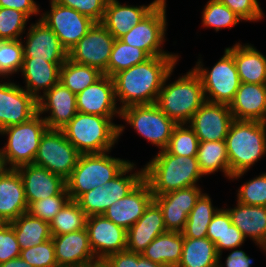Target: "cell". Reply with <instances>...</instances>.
Returning a JSON list of instances; mask_svg holds the SVG:
<instances>
[{"label": "cell", "instance_id": "6125c7cd", "mask_svg": "<svg viewBox=\"0 0 266 267\" xmlns=\"http://www.w3.org/2000/svg\"><path fill=\"white\" fill-rule=\"evenodd\" d=\"M259 247L266 253V244L265 245H259Z\"/></svg>", "mask_w": 266, "mask_h": 267}, {"label": "cell", "instance_id": "f546056e", "mask_svg": "<svg viewBox=\"0 0 266 267\" xmlns=\"http://www.w3.org/2000/svg\"><path fill=\"white\" fill-rule=\"evenodd\" d=\"M226 49L234 57L241 83L266 84V56L249 43Z\"/></svg>", "mask_w": 266, "mask_h": 267}, {"label": "cell", "instance_id": "5bb4252c", "mask_svg": "<svg viewBox=\"0 0 266 267\" xmlns=\"http://www.w3.org/2000/svg\"><path fill=\"white\" fill-rule=\"evenodd\" d=\"M50 11L42 13V20L60 40L62 46L69 51L88 33L96 23L78 11L50 1Z\"/></svg>", "mask_w": 266, "mask_h": 267}, {"label": "cell", "instance_id": "7a4b0ae2", "mask_svg": "<svg viewBox=\"0 0 266 267\" xmlns=\"http://www.w3.org/2000/svg\"><path fill=\"white\" fill-rule=\"evenodd\" d=\"M143 168L153 195L198 186L196 183L203 176L197 156H177L166 150L159 151Z\"/></svg>", "mask_w": 266, "mask_h": 267}, {"label": "cell", "instance_id": "f5cc1de1", "mask_svg": "<svg viewBox=\"0 0 266 267\" xmlns=\"http://www.w3.org/2000/svg\"><path fill=\"white\" fill-rule=\"evenodd\" d=\"M225 208L219 209L208 225L207 235L214 244L224 243Z\"/></svg>", "mask_w": 266, "mask_h": 267}, {"label": "cell", "instance_id": "ffe728a7", "mask_svg": "<svg viewBox=\"0 0 266 267\" xmlns=\"http://www.w3.org/2000/svg\"><path fill=\"white\" fill-rule=\"evenodd\" d=\"M58 267H89L100 262L89 242L87 229L52 236Z\"/></svg>", "mask_w": 266, "mask_h": 267}, {"label": "cell", "instance_id": "d590c367", "mask_svg": "<svg viewBox=\"0 0 266 267\" xmlns=\"http://www.w3.org/2000/svg\"><path fill=\"white\" fill-rule=\"evenodd\" d=\"M103 73L97 68L81 65L67 59L60 68V82L72 93L78 94L98 80Z\"/></svg>", "mask_w": 266, "mask_h": 267}, {"label": "cell", "instance_id": "5b68a950", "mask_svg": "<svg viewBox=\"0 0 266 267\" xmlns=\"http://www.w3.org/2000/svg\"><path fill=\"white\" fill-rule=\"evenodd\" d=\"M172 73L166 75L155 104L176 124H188L206 101L203 86L193 69L167 85Z\"/></svg>", "mask_w": 266, "mask_h": 267}, {"label": "cell", "instance_id": "f907efd6", "mask_svg": "<svg viewBox=\"0 0 266 267\" xmlns=\"http://www.w3.org/2000/svg\"><path fill=\"white\" fill-rule=\"evenodd\" d=\"M243 233L232 224L231 217L225 209V233L224 243H215V248L218 253V259H221L223 250H233L242 246L246 241Z\"/></svg>", "mask_w": 266, "mask_h": 267}, {"label": "cell", "instance_id": "4dcf8cb0", "mask_svg": "<svg viewBox=\"0 0 266 267\" xmlns=\"http://www.w3.org/2000/svg\"><path fill=\"white\" fill-rule=\"evenodd\" d=\"M184 237L181 232L167 231L157 236L141 253L165 267H177L182 256Z\"/></svg>", "mask_w": 266, "mask_h": 267}, {"label": "cell", "instance_id": "6da1fadb", "mask_svg": "<svg viewBox=\"0 0 266 267\" xmlns=\"http://www.w3.org/2000/svg\"><path fill=\"white\" fill-rule=\"evenodd\" d=\"M179 56L149 57L142 63L112 76L120 109L130 105L156 103L166 75L175 68Z\"/></svg>", "mask_w": 266, "mask_h": 267}, {"label": "cell", "instance_id": "b9f144b4", "mask_svg": "<svg viewBox=\"0 0 266 267\" xmlns=\"http://www.w3.org/2000/svg\"><path fill=\"white\" fill-rule=\"evenodd\" d=\"M30 20L23 12L0 7V39H23L27 21Z\"/></svg>", "mask_w": 266, "mask_h": 267}, {"label": "cell", "instance_id": "52a82bcc", "mask_svg": "<svg viewBox=\"0 0 266 267\" xmlns=\"http://www.w3.org/2000/svg\"><path fill=\"white\" fill-rule=\"evenodd\" d=\"M46 129L45 120L37 113L27 122L1 130L0 135H8V140L0 149V167L17 169L23 165L33 164Z\"/></svg>", "mask_w": 266, "mask_h": 267}, {"label": "cell", "instance_id": "f6af8a7d", "mask_svg": "<svg viewBox=\"0 0 266 267\" xmlns=\"http://www.w3.org/2000/svg\"><path fill=\"white\" fill-rule=\"evenodd\" d=\"M70 200L67 188L59 195L50 196L33 202L28 212L43 221L50 222Z\"/></svg>", "mask_w": 266, "mask_h": 267}, {"label": "cell", "instance_id": "e0dca14e", "mask_svg": "<svg viewBox=\"0 0 266 267\" xmlns=\"http://www.w3.org/2000/svg\"><path fill=\"white\" fill-rule=\"evenodd\" d=\"M85 228L90 246L99 261H103L111 254L126 250L127 230L103 215L87 217Z\"/></svg>", "mask_w": 266, "mask_h": 267}, {"label": "cell", "instance_id": "9a60e30c", "mask_svg": "<svg viewBox=\"0 0 266 267\" xmlns=\"http://www.w3.org/2000/svg\"><path fill=\"white\" fill-rule=\"evenodd\" d=\"M37 113V99L23 86L0 82V131L27 122Z\"/></svg>", "mask_w": 266, "mask_h": 267}, {"label": "cell", "instance_id": "ab89813d", "mask_svg": "<svg viewBox=\"0 0 266 267\" xmlns=\"http://www.w3.org/2000/svg\"><path fill=\"white\" fill-rule=\"evenodd\" d=\"M199 140L194 130L187 124H177L171 134L168 153L177 156H197Z\"/></svg>", "mask_w": 266, "mask_h": 267}, {"label": "cell", "instance_id": "d6986e66", "mask_svg": "<svg viewBox=\"0 0 266 267\" xmlns=\"http://www.w3.org/2000/svg\"><path fill=\"white\" fill-rule=\"evenodd\" d=\"M37 104L39 114H50L43 116L48 129H62L78 112L76 94L61 82L40 95Z\"/></svg>", "mask_w": 266, "mask_h": 267}, {"label": "cell", "instance_id": "c3c4849f", "mask_svg": "<svg viewBox=\"0 0 266 267\" xmlns=\"http://www.w3.org/2000/svg\"><path fill=\"white\" fill-rule=\"evenodd\" d=\"M236 13L242 20L257 22L264 18L258 0H218Z\"/></svg>", "mask_w": 266, "mask_h": 267}, {"label": "cell", "instance_id": "83f0119b", "mask_svg": "<svg viewBox=\"0 0 266 267\" xmlns=\"http://www.w3.org/2000/svg\"><path fill=\"white\" fill-rule=\"evenodd\" d=\"M64 62H47V60H34L24 58L21 75L24 76L26 85L23 87L36 99L54 85L60 82V68Z\"/></svg>", "mask_w": 266, "mask_h": 267}, {"label": "cell", "instance_id": "681fc988", "mask_svg": "<svg viewBox=\"0 0 266 267\" xmlns=\"http://www.w3.org/2000/svg\"><path fill=\"white\" fill-rule=\"evenodd\" d=\"M20 247L10 223L0 229V264L20 257Z\"/></svg>", "mask_w": 266, "mask_h": 267}, {"label": "cell", "instance_id": "1f68e13d", "mask_svg": "<svg viewBox=\"0 0 266 267\" xmlns=\"http://www.w3.org/2000/svg\"><path fill=\"white\" fill-rule=\"evenodd\" d=\"M17 237L20 250L28 249L52 239L49 222L25 212L10 222Z\"/></svg>", "mask_w": 266, "mask_h": 267}, {"label": "cell", "instance_id": "30bf717a", "mask_svg": "<svg viewBox=\"0 0 266 267\" xmlns=\"http://www.w3.org/2000/svg\"><path fill=\"white\" fill-rule=\"evenodd\" d=\"M120 118L160 151L167 148L172 131L177 125L155 103L127 106L121 109Z\"/></svg>", "mask_w": 266, "mask_h": 267}, {"label": "cell", "instance_id": "277c9868", "mask_svg": "<svg viewBox=\"0 0 266 267\" xmlns=\"http://www.w3.org/2000/svg\"><path fill=\"white\" fill-rule=\"evenodd\" d=\"M124 128L113 123V118L77 112L62 130L81 154H92L111 151Z\"/></svg>", "mask_w": 266, "mask_h": 267}, {"label": "cell", "instance_id": "74e56055", "mask_svg": "<svg viewBox=\"0 0 266 267\" xmlns=\"http://www.w3.org/2000/svg\"><path fill=\"white\" fill-rule=\"evenodd\" d=\"M148 58L149 56L142 49L127 45L120 39H115L108 63V76L112 77L119 71L142 63Z\"/></svg>", "mask_w": 266, "mask_h": 267}, {"label": "cell", "instance_id": "3957f363", "mask_svg": "<svg viewBox=\"0 0 266 267\" xmlns=\"http://www.w3.org/2000/svg\"><path fill=\"white\" fill-rule=\"evenodd\" d=\"M225 142L230 180H237L266 154V122L234 119Z\"/></svg>", "mask_w": 266, "mask_h": 267}, {"label": "cell", "instance_id": "7402d4cb", "mask_svg": "<svg viewBox=\"0 0 266 267\" xmlns=\"http://www.w3.org/2000/svg\"><path fill=\"white\" fill-rule=\"evenodd\" d=\"M23 44L24 58L47 60V62H65L68 51L60 40L42 20L32 23Z\"/></svg>", "mask_w": 266, "mask_h": 267}, {"label": "cell", "instance_id": "9c48e42d", "mask_svg": "<svg viewBox=\"0 0 266 267\" xmlns=\"http://www.w3.org/2000/svg\"><path fill=\"white\" fill-rule=\"evenodd\" d=\"M136 164L131 162L118 176L103 186H96L82 194L76 201L84 210L87 217L103 215L106 209L115 201L125 197L144 179V168L131 173L136 169ZM128 173H130L128 175ZM127 174V176H126Z\"/></svg>", "mask_w": 266, "mask_h": 267}, {"label": "cell", "instance_id": "9f6ffc18", "mask_svg": "<svg viewBox=\"0 0 266 267\" xmlns=\"http://www.w3.org/2000/svg\"><path fill=\"white\" fill-rule=\"evenodd\" d=\"M225 260L223 266L221 260L218 259L217 267H251L253 263V260L243 250H238V247L234 248Z\"/></svg>", "mask_w": 266, "mask_h": 267}, {"label": "cell", "instance_id": "e575fe53", "mask_svg": "<svg viewBox=\"0 0 266 267\" xmlns=\"http://www.w3.org/2000/svg\"><path fill=\"white\" fill-rule=\"evenodd\" d=\"M208 194L203 193L197 200L188 215L183 231L184 238H204L207 235L208 225L219 208L213 206Z\"/></svg>", "mask_w": 266, "mask_h": 267}, {"label": "cell", "instance_id": "6f0895ef", "mask_svg": "<svg viewBox=\"0 0 266 267\" xmlns=\"http://www.w3.org/2000/svg\"><path fill=\"white\" fill-rule=\"evenodd\" d=\"M0 267H33L21 257H17L7 262L1 263Z\"/></svg>", "mask_w": 266, "mask_h": 267}, {"label": "cell", "instance_id": "d6a6232c", "mask_svg": "<svg viewBox=\"0 0 266 267\" xmlns=\"http://www.w3.org/2000/svg\"><path fill=\"white\" fill-rule=\"evenodd\" d=\"M217 266L218 253L209 238H184L182 256L177 267Z\"/></svg>", "mask_w": 266, "mask_h": 267}, {"label": "cell", "instance_id": "11a10c76", "mask_svg": "<svg viewBox=\"0 0 266 267\" xmlns=\"http://www.w3.org/2000/svg\"><path fill=\"white\" fill-rule=\"evenodd\" d=\"M0 7L21 11L28 18L32 15H41L40 8L34 0H0Z\"/></svg>", "mask_w": 266, "mask_h": 267}, {"label": "cell", "instance_id": "60d3db41", "mask_svg": "<svg viewBox=\"0 0 266 267\" xmlns=\"http://www.w3.org/2000/svg\"><path fill=\"white\" fill-rule=\"evenodd\" d=\"M23 43L22 39H0V77L10 78L12 74L21 72L24 60Z\"/></svg>", "mask_w": 266, "mask_h": 267}, {"label": "cell", "instance_id": "ac0fdd59", "mask_svg": "<svg viewBox=\"0 0 266 267\" xmlns=\"http://www.w3.org/2000/svg\"><path fill=\"white\" fill-rule=\"evenodd\" d=\"M78 112L103 117H121V109L117 108L114 82L112 77L103 74L93 84L76 94Z\"/></svg>", "mask_w": 266, "mask_h": 267}, {"label": "cell", "instance_id": "ee69618b", "mask_svg": "<svg viewBox=\"0 0 266 267\" xmlns=\"http://www.w3.org/2000/svg\"><path fill=\"white\" fill-rule=\"evenodd\" d=\"M237 201L245 205L266 206V173L244 182L238 189Z\"/></svg>", "mask_w": 266, "mask_h": 267}, {"label": "cell", "instance_id": "db71d44e", "mask_svg": "<svg viewBox=\"0 0 266 267\" xmlns=\"http://www.w3.org/2000/svg\"><path fill=\"white\" fill-rule=\"evenodd\" d=\"M102 262L107 267H136V253L126 249L107 256Z\"/></svg>", "mask_w": 266, "mask_h": 267}, {"label": "cell", "instance_id": "603a6c76", "mask_svg": "<svg viewBox=\"0 0 266 267\" xmlns=\"http://www.w3.org/2000/svg\"><path fill=\"white\" fill-rule=\"evenodd\" d=\"M22 179L28 207L35 201L61 194L66 188V180L35 164L16 169Z\"/></svg>", "mask_w": 266, "mask_h": 267}, {"label": "cell", "instance_id": "d4e9b609", "mask_svg": "<svg viewBox=\"0 0 266 267\" xmlns=\"http://www.w3.org/2000/svg\"><path fill=\"white\" fill-rule=\"evenodd\" d=\"M25 212L28 203L19 172L0 167V217L10 223Z\"/></svg>", "mask_w": 266, "mask_h": 267}, {"label": "cell", "instance_id": "8d00e7d4", "mask_svg": "<svg viewBox=\"0 0 266 267\" xmlns=\"http://www.w3.org/2000/svg\"><path fill=\"white\" fill-rule=\"evenodd\" d=\"M87 216L76 200H69L49 222L52 236L75 232L86 227Z\"/></svg>", "mask_w": 266, "mask_h": 267}, {"label": "cell", "instance_id": "f1b7e54d", "mask_svg": "<svg viewBox=\"0 0 266 267\" xmlns=\"http://www.w3.org/2000/svg\"><path fill=\"white\" fill-rule=\"evenodd\" d=\"M234 208H226L232 224L255 244H266V206L245 205L237 201Z\"/></svg>", "mask_w": 266, "mask_h": 267}, {"label": "cell", "instance_id": "7dc6e473", "mask_svg": "<svg viewBox=\"0 0 266 267\" xmlns=\"http://www.w3.org/2000/svg\"><path fill=\"white\" fill-rule=\"evenodd\" d=\"M60 5L70 7L89 17L96 23H101L108 0H54Z\"/></svg>", "mask_w": 266, "mask_h": 267}, {"label": "cell", "instance_id": "7c38bea8", "mask_svg": "<svg viewBox=\"0 0 266 267\" xmlns=\"http://www.w3.org/2000/svg\"><path fill=\"white\" fill-rule=\"evenodd\" d=\"M166 5V0H161L142 21L119 39L127 45L142 49L149 57L178 56L162 49L168 25Z\"/></svg>", "mask_w": 266, "mask_h": 267}, {"label": "cell", "instance_id": "44dd1931", "mask_svg": "<svg viewBox=\"0 0 266 267\" xmlns=\"http://www.w3.org/2000/svg\"><path fill=\"white\" fill-rule=\"evenodd\" d=\"M154 200L150 185L143 179L125 197L115 201L103 213V216L116 225L128 230L143 215Z\"/></svg>", "mask_w": 266, "mask_h": 267}, {"label": "cell", "instance_id": "2e32d148", "mask_svg": "<svg viewBox=\"0 0 266 267\" xmlns=\"http://www.w3.org/2000/svg\"><path fill=\"white\" fill-rule=\"evenodd\" d=\"M233 120L229 105L205 101L188 124L199 142L222 141Z\"/></svg>", "mask_w": 266, "mask_h": 267}, {"label": "cell", "instance_id": "f35d334b", "mask_svg": "<svg viewBox=\"0 0 266 267\" xmlns=\"http://www.w3.org/2000/svg\"><path fill=\"white\" fill-rule=\"evenodd\" d=\"M202 26L214 28L215 31L221 28H229L237 25L242 19L225 4L218 0H209L202 11Z\"/></svg>", "mask_w": 266, "mask_h": 267}, {"label": "cell", "instance_id": "8fae6325", "mask_svg": "<svg viewBox=\"0 0 266 267\" xmlns=\"http://www.w3.org/2000/svg\"><path fill=\"white\" fill-rule=\"evenodd\" d=\"M81 153L70 143L62 129H46L33 164L67 180Z\"/></svg>", "mask_w": 266, "mask_h": 267}, {"label": "cell", "instance_id": "94428289", "mask_svg": "<svg viewBox=\"0 0 266 267\" xmlns=\"http://www.w3.org/2000/svg\"><path fill=\"white\" fill-rule=\"evenodd\" d=\"M7 222L0 217V229L5 226Z\"/></svg>", "mask_w": 266, "mask_h": 267}, {"label": "cell", "instance_id": "816d5d0a", "mask_svg": "<svg viewBox=\"0 0 266 267\" xmlns=\"http://www.w3.org/2000/svg\"><path fill=\"white\" fill-rule=\"evenodd\" d=\"M167 231L182 232L188 219V208L160 207Z\"/></svg>", "mask_w": 266, "mask_h": 267}, {"label": "cell", "instance_id": "4fadbf2b", "mask_svg": "<svg viewBox=\"0 0 266 267\" xmlns=\"http://www.w3.org/2000/svg\"><path fill=\"white\" fill-rule=\"evenodd\" d=\"M114 41V36L101 23H95L68 51V59L97 68L101 73L108 75V63Z\"/></svg>", "mask_w": 266, "mask_h": 267}, {"label": "cell", "instance_id": "91938a15", "mask_svg": "<svg viewBox=\"0 0 266 267\" xmlns=\"http://www.w3.org/2000/svg\"><path fill=\"white\" fill-rule=\"evenodd\" d=\"M89 267H107V266L102 261H100L93 265H90Z\"/></svg>", "mask_w": 266, "mask_h": 267}, {"label": "cell", "instance_id": "bcb514c9", "mask_svg": "<svg viewBox=\"0 0 266 267\" xmlns=\"http://www.w3.org/2000/svg\"><path fill=\"white\" fill-rule=\"evenodd\" d=\"M20 257L33 267H58L52 239L21 250Z\"/></svg>", "mask_w": 266, "mask_h": 267}, {"label": "cell", "instance_id": "ba28073f", "mask_svg": "<svg viewBox=\"0 0 266 267\" xmlns=\"http://www.w3.org/2000/svg\"><path fill=\"white\" fill-rule=\"evenodd\" d=\"M198 59L193 71L199 76L205 100L229 105L240 86V79L233 55L225 48L224 55L208 70Z\"/></svg>", "mask_w": 266, "mask_h": 267}, {"label": "cell", "instance_id": "836d02e7", "mask_svg": "<svg viewBox=\"0 0 266 267\" xmlns=\"http://www.w3.org/2000/svg\"><path fill=\"white\" fill-rule=\"evenodd\" d=\"M197 160L203 176L220 170L230 179V164L225 140L199 142Z\"/></svg>", "mask_w": 266, "mask_h": 267}, {"label": "cell", "instance_id": "7bdbcfd3", "mask_svg": "<svg viewBox=\"0 0 266 267\" xmlns=\"http://www.w3.org/2000/svg\"><path fill=\"white\" fill-rule=\"evenodd\" d=\"M202 194V189L199 186H192L162 195H154V201L159 207L188 208L189 215Z\"/></svg>", "mask_w": 266, "mask_h": 267}, {"label": "cell", "instance_id": "8992f818", "mask_svg": "<svg viewBox=\"0 0 266 267\" xmlns=\"http://www.w3.org/2000/svg\"><path fill=\"white\" fill-rule=\"evenodd\" d=\"M108 152L111 151L80 155L70 177L66 180L70 200H77L96 186H103L131 163L129 160L109 156Z\"/></svg>", "mask_w": 266, "mask_h": 267}, {"label": "cell", "instance_id": "484cf974", "mask_svg": "<svg viewBox=\"0 0 266 267\" xmlns=\"http://www.w3.org/2000/svg\"><path fill=\"white\" fill-rule=\"evenodd\" d=\"M166 232L162 210L153 200L141 218L127 230L126 249L141 254L157 236Z\"/></svg>", "mask_w": 266, "mask_h": 267}, {"label": "cell", "instance_id": "680465c9", "mask_svg": "<svg viewBox=\"0 0 266 267\" xmlns=\"http://www.w3.org/2000/svg\"><path fill=\"white\" fill-rule=\"evenodd\" d=\"M136 267H165L160 264L154 263L145 258L142 254L136 253Z\"/></svg>", "mask_w": 266, "mask_h": 267}, {"label": "cell", "instance_id": "4316f807", "mask_svg": "<svg viewBox=\"0 0 266 267\" xmlns=\"http://www.w3.org/2000/svg\"><path fill=\"white\" fill-rule=\"evenodd\" d=\"M229 107L235 120L266 122V84L240 83Z\"/></svg>", "mask_w": 266, "mask_h": 267}, {"label": "cell", "instance_id": "cb8c5ba5", "mask_svg": "<svg viewBox=\"0 0 266 267\" xmlns=\"http://www.w3.org/2000/svg\"><path fill=\"white\" fill-rule=\"evenodd\" d=\"M160 1L154 0L148 5L131 6L121 5L118 0H108L101 24L115 39H119L142 21Z\"/></svg>", "mask_w": 266, "mask_h": 267}]
</instances>
